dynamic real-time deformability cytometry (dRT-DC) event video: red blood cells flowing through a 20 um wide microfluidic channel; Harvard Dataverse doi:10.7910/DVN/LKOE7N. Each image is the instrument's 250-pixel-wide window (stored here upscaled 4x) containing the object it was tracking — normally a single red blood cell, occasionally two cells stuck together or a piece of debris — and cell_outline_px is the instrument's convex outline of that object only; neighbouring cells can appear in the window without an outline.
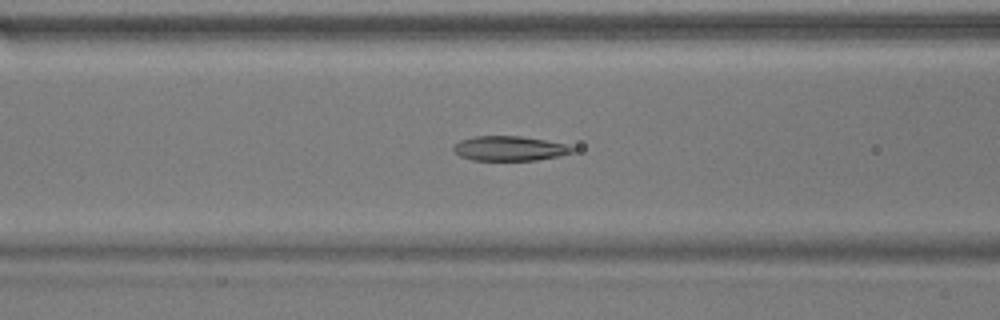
{"species": "common noctule bat (a hibernating species)", "species_latin": "Nyctalus noctula", "temperature_condition": "warm", "stored_images_in_passage": 54, "camera_frame_rate_fps": 3000, "um_per_image_px": 0.085, "animal": {"sex": "male", "body_mass_g": 17.9}, "frame": {"image": 1, "passage_image": 22, "time_ms": 7.0, "image_size_px": [1000, 320], "cell_outline_px": [[576, 148], [572, 152], [556, 156], [536, 160], [472, 160], [460, 156], [452, 152], [452, 148], [460, 140], [472, 136], [520, 136], [544, 140], [564, 144]], "centroid_in_image_um": [43.24, 12.61], "position_along_channel_um": 123.4, "area_um2": 16.99}}
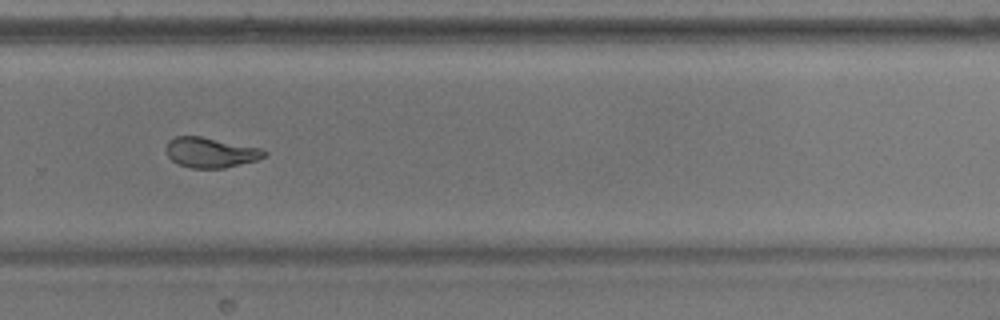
{"frame": {"image": 2, "passage_image": 37, "time_ms": 12.0, "image_size_px": [1000, 320], "cell_outline_px": [[268, 156], [256, 160], [224, 168], [192, 168], [176, 164], [168, 156], [164, 148], [168, 140], [176, 136], [200, 136], [260, 148], [268, 152]], "centroid_in_image_um": [17.87, 12.96], "position_along_channel_um": 311.9, "area_um2": 17.34}}
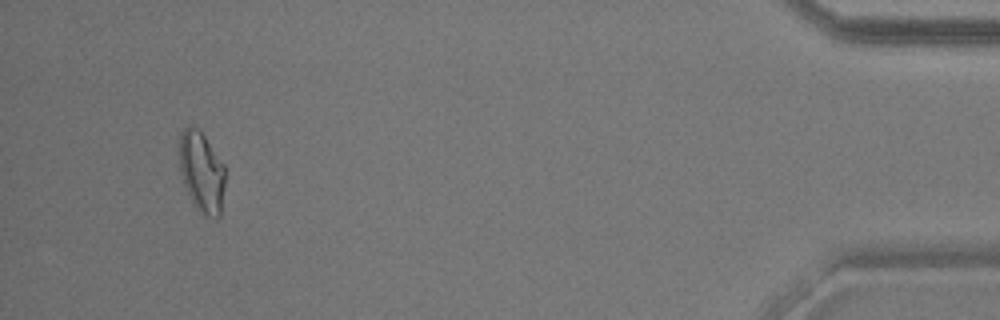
{"frame": {"image": 3, "passage_image": 51, "time_ms": 16.667, "image_size_px": [1000, 320], "cell_outline_px": [[224, 188], [220, 216], [216, 220], [200, 212], [192, 204], [184, 184], [180, 168], [180, 132], [188, 124], [192, 124], [200, 128], [224, 164]], "centroid_in_image_um": [17.14, 14.59], "position_along_channel_um": 418.1, "area_um2": 21.85}, "authors_computed_cell_mechanics": {"area_um2": 18.496, "velocity_mm_per_s": 3.7842, "shape_relaxation_time_tau1_ms": 10.9809, "shape_relaxation_time_tau2_ms": 2.3329, "deformation_change_tau1": 0.2807, "deformation_change_tau2": 0.0961}}